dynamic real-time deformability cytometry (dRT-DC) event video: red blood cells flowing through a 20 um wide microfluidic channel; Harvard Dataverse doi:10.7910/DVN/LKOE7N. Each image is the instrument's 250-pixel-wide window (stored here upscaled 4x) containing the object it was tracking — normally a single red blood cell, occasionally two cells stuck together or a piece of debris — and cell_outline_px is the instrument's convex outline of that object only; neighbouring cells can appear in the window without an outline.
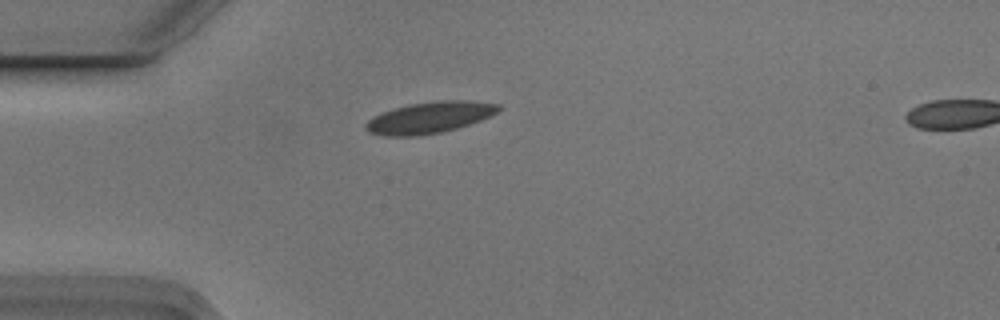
{"species": "Egyptian fruit bat (a non-hibernating species)", "species_latin": "Rousettus aegyptiacus", "temperature_condition": "cold", "stored_images_in_passage": 2, "segment_of_instrument_passage": [1, 2], "camera_frame_rate_fps": 3000, "um_per_image_px": 0.085, "animal": {"sex": "male"}, "frame": {"image": 1, "passage_image": 1, "time_ms": 0.0, "image_size_px": [1000, 320], "cell_outline_px": [[500, 108], [496, 112], [480, 120], [456, 128], [440, 132], [416, 136], [388, 136], [368, 132], [364, 128], [364, 124], [372, 116], [408, 104], [436, 100], [464, 100], [500, 104]], "centroid_in_image_um": [36.47, 9.98], "position_along_channel_um": 48.5, "area_um2": 24.04}}